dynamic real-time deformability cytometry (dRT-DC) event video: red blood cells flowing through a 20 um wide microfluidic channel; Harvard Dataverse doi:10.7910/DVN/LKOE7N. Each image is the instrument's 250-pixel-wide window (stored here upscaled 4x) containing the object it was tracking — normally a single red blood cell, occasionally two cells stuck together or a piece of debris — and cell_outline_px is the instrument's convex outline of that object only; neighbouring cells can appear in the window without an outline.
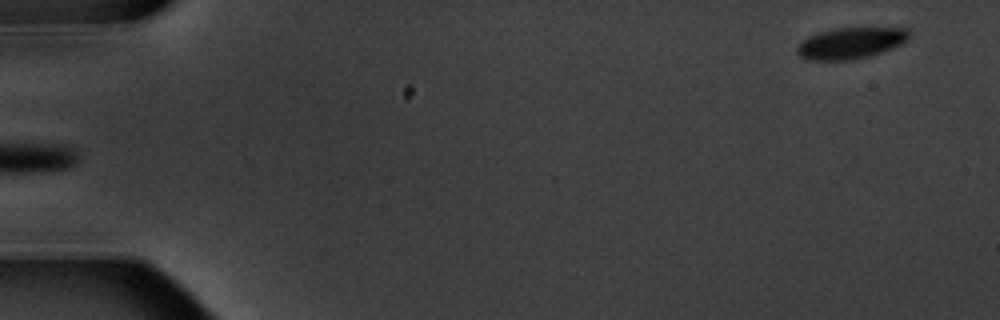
{"species": "common noctule bat (a hibernating species)", "species_latin": "Nyctalus noctula", "temperature_condition": "warm", "stored_images_in_passage": 6, "segment_of_instrument_passage": [2, 2], "camera_frame_rate_fps": 3000, "um_per_image_px": 0.085, "animal": {"sex": "male", "body_mass_g": 20.1, "forearm_length_mm": 53.5}, "frame": {"image": 1, "passage_image": 6, "time_ms": 6.667, "image_size_px": [1000, 320], "cell_outline_px": [[908, 40], [892, 48], [868, 56], [848, 60], [804, 60], [796, 52], [796, 48], [808, 36], [832, 28], [908, 28]], "centroid_in_image_um": [72.27, 3.66], "position_along_channel_um": 12.7, "area_um2": 20.23}}